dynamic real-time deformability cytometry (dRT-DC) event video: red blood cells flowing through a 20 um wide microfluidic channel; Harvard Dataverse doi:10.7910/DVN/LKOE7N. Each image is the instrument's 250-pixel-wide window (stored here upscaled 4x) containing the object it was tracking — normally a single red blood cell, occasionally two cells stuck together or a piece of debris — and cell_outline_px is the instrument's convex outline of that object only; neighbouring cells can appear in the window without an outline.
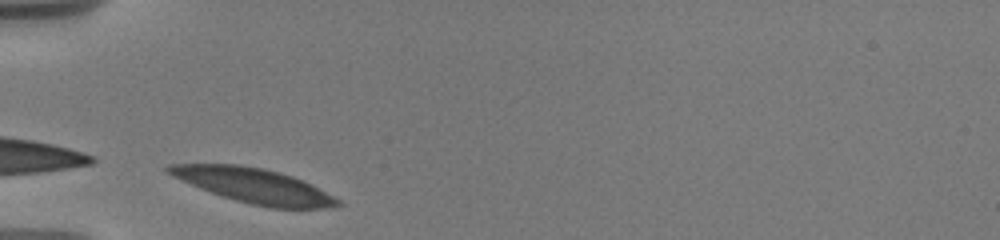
{"species": "human", "species_latin": "Homo sapiens", "temperature_condition": "warm", "stored_images_in_passage": 2, "camera_frame_rate_fps": 3000, "um_per_image_px": 0.085, "donor": {"sex": "male"}, "frame": {"image": 1, "passage_image": 1, "time_ms": 0.0, "image_size_px": [1000, 240], "cell_outline_px": [[344, 204], [324, 208], [272, 208], [252, 204], [236, 200], [200, 188], [172, 176], [164, 172], [164, 168], [168, 164], [236, 164], [264, 168], [280, 172], [292, 176], [312, 184], [340, 200]], "centroid_in_image_um": [21.57, 15.76], "position_along_channel_um": 63.4, "area_um2": 33.99}}